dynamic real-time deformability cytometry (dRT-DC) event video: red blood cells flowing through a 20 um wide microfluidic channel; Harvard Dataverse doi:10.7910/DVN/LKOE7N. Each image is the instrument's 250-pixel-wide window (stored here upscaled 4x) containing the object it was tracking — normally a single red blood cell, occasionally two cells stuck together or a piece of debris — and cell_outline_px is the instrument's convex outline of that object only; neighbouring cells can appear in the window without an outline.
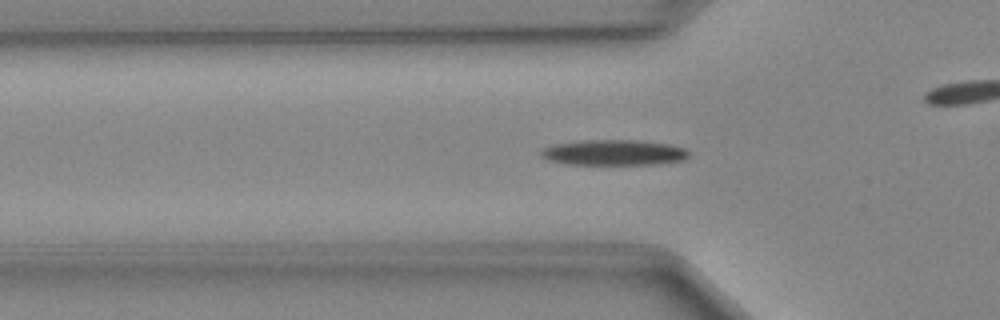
{"species": "Egyptian fruit bat (a non-hibernating species)", "species_latin": "Rousettus aegyptiacus", "temperature_condition": "cold", "stored_images_in_passage": 39, "camera_frame_rate_fps": 3000, "um_per_image_px": 0.085, "animal": {"sex": "female"}, "frame": {"image": 1, "passage_image": 5, "time_ms": 1.333, "image_size_px": [1000, 320], "cell_outline_px": [[688, 156], [684, 160], [656, 164], [564, 164], [548, 160], [540, 156], [540, 148], [552, 144], [580, 140], [640, 140], [668, 144], [684, 148], [688, 152]], "centroid_in_image_um": [52.1, 12.96], "position_along_channel_um": 73.7, "area_um2": 22.2}}
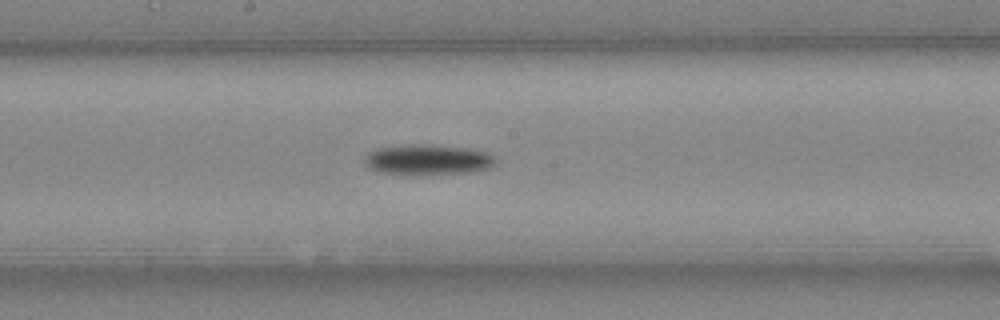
{"frame": {"image": 2, "passage_image": 15, "time_ms": 4.667, "image_size_px": [1000, 320], "cell_outline_px": [[496, 160], [492, 168], [472, 172], [380, 172], [368, 168], [364, 164], [364, 156], [368, 152], [376, 148], [400, 144], [428, 144], [468, 148], [488, 152]], "centroid_in_image_um": [36.34, 13.52], "position_along_channel_um": 211.9, "area_um2": 22.72}}
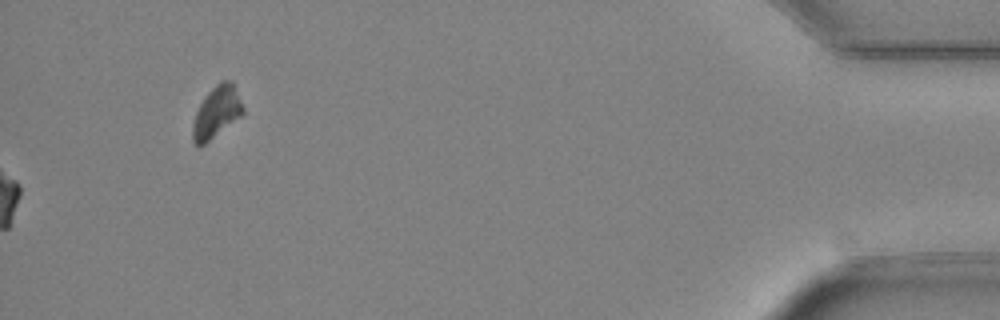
{"frame": {"image": 3, "passage_image": 39, "time_ms": 12.667, "image_size_px": [1000, 320], "cell_outline_px": [[244, 112], [240, 116], [204, 144], [196, 144], [192, 140], [192, 124], [196, 112], [204, 96], [220, 80], [232, 80], [244, 108]], "centroid_in_image_um": [18.4, 9.49], "position_along_channel_um": 416.8, "area_um2": 14.85}}